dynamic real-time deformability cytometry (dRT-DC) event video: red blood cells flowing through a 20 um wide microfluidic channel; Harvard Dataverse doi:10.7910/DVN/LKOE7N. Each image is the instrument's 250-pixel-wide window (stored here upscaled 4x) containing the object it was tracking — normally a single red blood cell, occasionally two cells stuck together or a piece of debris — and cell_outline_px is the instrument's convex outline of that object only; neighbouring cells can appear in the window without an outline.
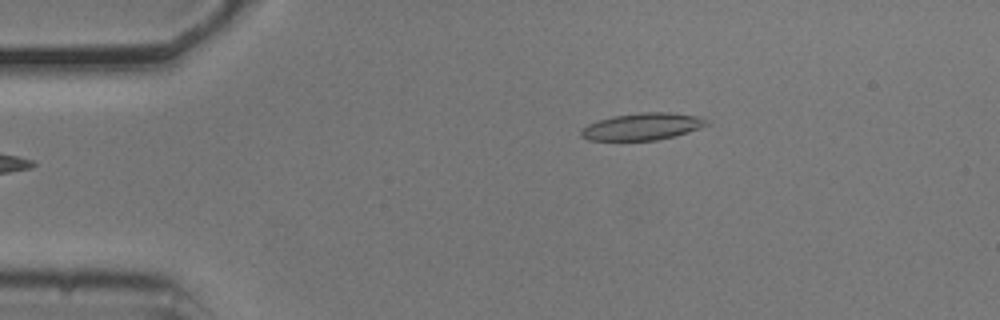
{"species": "common noctule bat (a hibernating species)", "species_latin": "Nyctalus noctula", "temperature_condition": "cold", "stored_images_in_passage": 37, "camera_frame_rate_fps": 3000, "um_per_image_px": 0.085, "animal": {"sex": "male", "body_mass_g": 20.5, "forearm_length_mm": 52.5}, "frame": {"image": 1, "passage_image": 1, "time_ms": 0.0, "image_size_px": [1000, 320], "cell_outline_px": [[708, 124], [700, 128], [688, 132], [656, 140], [588, 140], [580, 136], [580, 132], [588, 124], [612, 116], [640, 112], [668, 112], [696, 116], [704, 120]], "centroid_in_image_um": [54.56, 10.75], "position_along_channel_um": 30.4, "area_um2": 19.42}}
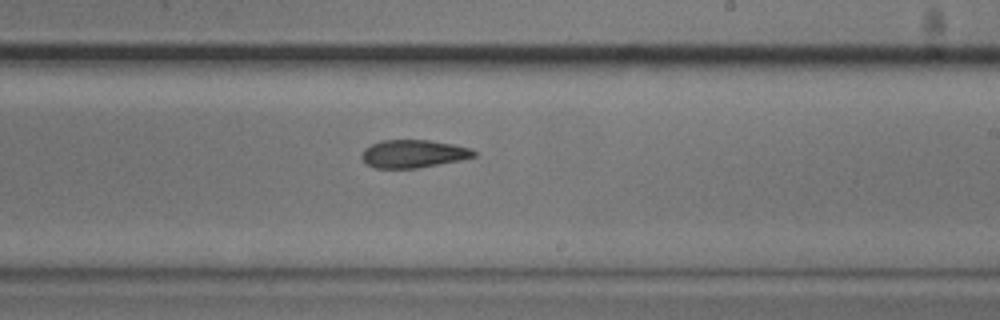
{"frame": {"image": 2, "passage_image": 23, "time_ms": 7.333, "image_size_px": [1000, 320], "cell_outline_px": [[476, 156], [460, 160], [416, 168], [376, 168], [364, 164], [360, 156], [364, 148], [380, 140], [428, 140], [452, 144], [472, 148], [476, 152]], "centroid_in_image_um": [35.09, 13.07], "position_along_channel_um": 253.9, "area_um2": 18.32}}
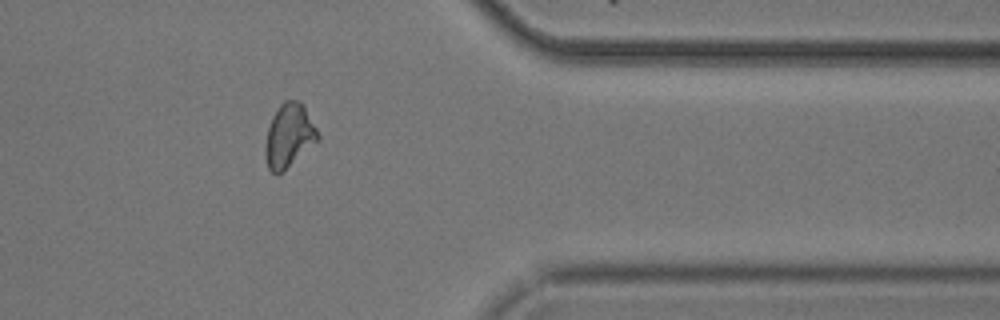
{"frame": {"image": 3, "passage_image": 35, "time_ms": 11.333, "image_size_px": [1000, 320], "cell_outline_px": [[320, 140], [276, 176], [268, 168], [264, 156], [264, 152], [268, 128], [272, 116], [280, 104], [284, 100], [300, 100], [304, 104], [320, 136]], "centroid_in_image_um": [24.57, 11.52], "position_along_channel_um": 386.8, "area_um2": 19.59}, "authors_computed_cell_mechanics": {"area_um2": 19.0162, "velocity_mm_per_s": 3.7109, "shape_relaxation_time_tau1_ms": null, "shape_relaxation_time_tau2_ms": 5.8292, "deformation_change_tau1": null, "deformation_change_tau2": 0.1483}}